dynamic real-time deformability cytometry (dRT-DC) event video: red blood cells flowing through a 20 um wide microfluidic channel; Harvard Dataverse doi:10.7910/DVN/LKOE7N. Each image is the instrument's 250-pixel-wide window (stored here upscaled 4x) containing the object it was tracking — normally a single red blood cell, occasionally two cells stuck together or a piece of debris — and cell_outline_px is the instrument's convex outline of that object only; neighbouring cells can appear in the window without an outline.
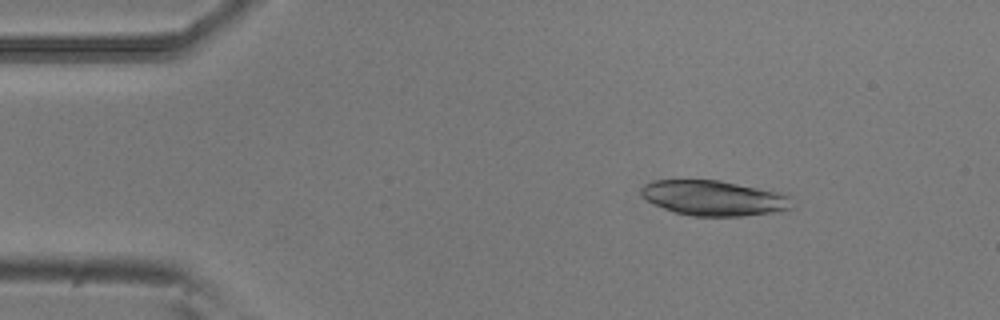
{"species": "common noctule bat (a hibernating species)", "species_latin": "Nyctalus noctula", "temperature_condition": "room temperature", "stored_images_in_passage": 48, "camera_frame_rate_fps": 3000, "um_per_image_px": 0.085, "animal": {"sex": "male", "body_mass_g": 20.5, "forearm_length_mm": 52.5}, "frame": {"image": 1, "passage_image": 7, "time_ms": 2.0, "image_size_px": [1000, 320], "cell_outline_px": [[796, 208], [772, 212], [744, 216], [692, 216], [676, 212], [652, 204], [640, 196], [640, 188], [644, 184], [656, 180], [720, 180], [788, 192], [792, 196]], "centroid_in_image_um": [60.78, 16.82], "position_along_channel_um": 24.2, "area_um2": 31.79}}